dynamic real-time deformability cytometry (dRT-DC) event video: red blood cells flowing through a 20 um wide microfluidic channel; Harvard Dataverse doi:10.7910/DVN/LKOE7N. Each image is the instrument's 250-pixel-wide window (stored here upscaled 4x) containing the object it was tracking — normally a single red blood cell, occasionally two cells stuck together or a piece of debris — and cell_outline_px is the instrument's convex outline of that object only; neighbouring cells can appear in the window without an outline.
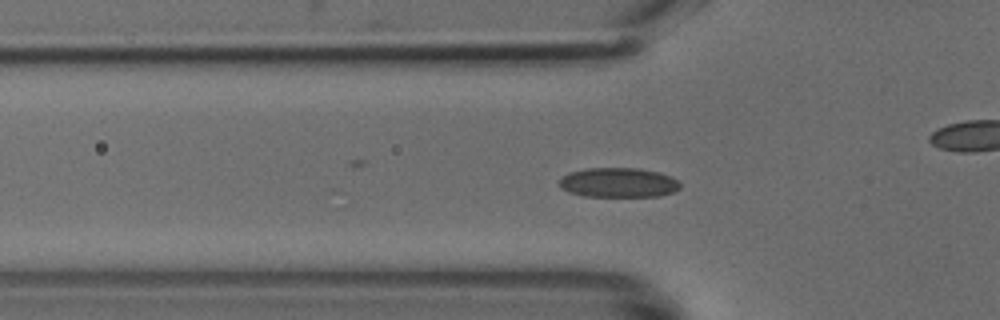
{"species": "common noctule bat (a hibernating species)", "species_latin": "Nyctalus noctula", "temperature_condition": "cold", "stored_images_in_passage": 49, "camera_frame_rate_fps": 3000, "um_per_image_px": 0.085, "animal": {"sex": "male", "body_mass_g": 18.8}, "frame": {"image": 1, "passage_image": 15, "time_ms": 4.667, "image_size_px": [1000, 320], "cell_outline_px": [[680, 188], [672, 192], [660, 196], [584, 196], [568, 192], [560, 188], [560, 180], [568, 172], [584, 168], [640, 168], [660, 172], [672, 176], [680, 184]], "centroid_in_image_um": [52.56, 15.51], "position_along_channel_um": 73.2, "area_um2": 20.98}}
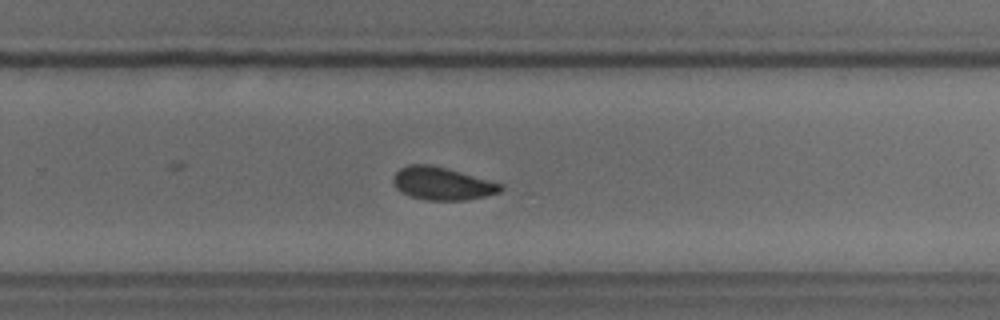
{"frame": {"image": 2, "passage_image": 31, "time_ms": 10.0, "image_size_px": [1000, 320], "cell_outline_px": [[504, 188], [500, 192], [484, 196], [464, 200], [424, 200], [400, 192], [392, 184], [392, 176], [400, 168], [408, 164], [428, 164], [448, 168], [504, 184]], "centroid_in_image_um": [37.56, 15.59], "position_along_channel_um": 292.2, "area_um2": 20.75}}
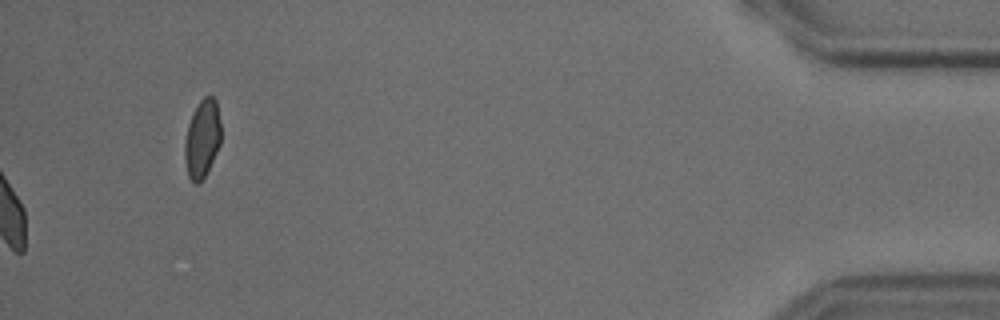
{"frame": {"image": 3, "passage_image": 49, "time_ms": 16.0, "image_size_px": [1000, 320], "cell_outline_px": [[220, 144], [200, 184], [196, 184], [188, 176], [184, 160], [184, 144], [188, 124], [200, 100], [204, 96], [212, 96], [216, 100], [220, 124]], "centroid_in_image_um": [17.17, 11.8], "position_along_channel_um": 418.0, "area_um2": 16.24}}